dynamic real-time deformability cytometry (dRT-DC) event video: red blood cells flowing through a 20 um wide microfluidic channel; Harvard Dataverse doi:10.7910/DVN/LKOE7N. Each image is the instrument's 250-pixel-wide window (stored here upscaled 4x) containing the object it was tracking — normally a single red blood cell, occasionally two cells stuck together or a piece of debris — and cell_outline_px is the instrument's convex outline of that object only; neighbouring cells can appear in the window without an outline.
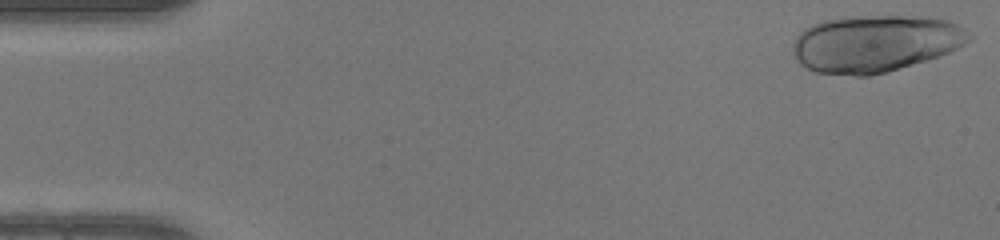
{"species": "human", "species_latin": "Homo sapiens", "temperature_condition": "warm", "stored_images_in_passage": 48, "camera_frame_rate_fps": 3000, "um_per_image_px": 0.085, "donor": {"sex": "female"}, "frame": {"image": 1, "passage_image": 1, "time_ms": 0.0, "image_size_px": [1000, 240], "cell_outline_px": [[972, 36], [964, 44], [948, 52], [924, 60], [884, 72], [868, 76], [856, 76], [816, 72], [800, 64], [796, 60], [792, 52], [792, 44], [796, 36], [804, 28], [812, 24], [824, 20], [844, 16], [900, 16], [948, 20], [956, 24]], "centroid_in_image_um": [74.29, 3.69], "position_along_channel_um": 10.7, "area_um2": 57.97}}
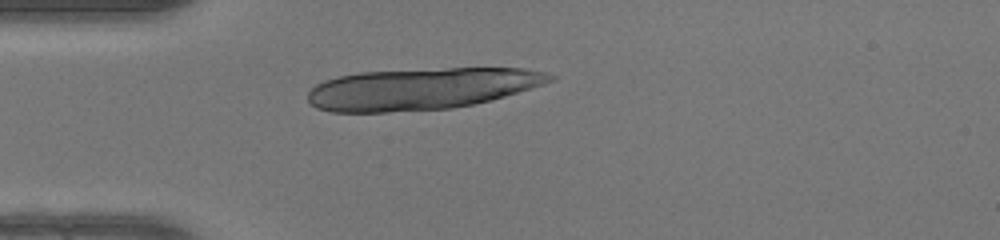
{"frame": {"image": 2, "passage_image": 13, "time_ms": 4.0, "image_size_px": [1000, 240], "cell_outline_px": [[556, 80], [544, 84], [504, 96], [472, 104], [452, 108], [388, 112], [332, 112], [316, 108], [308, 100], [308, 92], [316, 84], [324, 80], [336, 76], [360, 72], [448, 68], [524, 68], [548, 72], [556, 76]], "centroid_in_image_um": [35.81, 7.54], "position_along_channel_um": 49.2, "area_um2": 58.78}}